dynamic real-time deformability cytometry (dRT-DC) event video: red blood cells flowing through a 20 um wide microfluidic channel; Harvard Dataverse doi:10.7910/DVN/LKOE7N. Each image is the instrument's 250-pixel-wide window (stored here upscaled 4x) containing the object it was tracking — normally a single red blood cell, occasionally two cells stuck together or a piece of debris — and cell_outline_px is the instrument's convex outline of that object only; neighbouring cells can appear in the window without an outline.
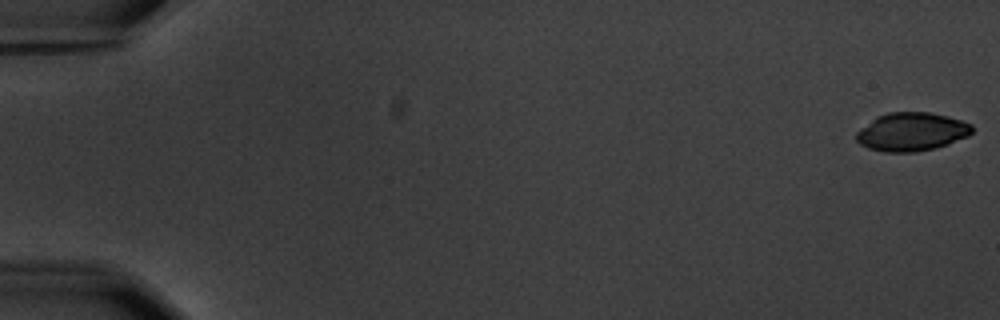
{"species": "common noctule bat (a hibernating species)", "species_latin": "Nyctalus noctula", "temperature_condition": "warm", "stored_images_in_passage": 6, "camera_frame_rate_fps": 3000, "um_per_image_px": 0.085, "animal": {"sex": "male", "body_mass_g": 20.1, "forearm_length_mm": 53.5}, "frame": {"image": 1, "passage_image": 1, "time_ms": 0.0, "image_size_px": [1000, 320], "cell_outline_px": [[972, 132], [968, 136], [948, 144], [936, 148], [916, 152], [884, 152], [868, 148], [860, 144], [856, 140], [856, 132], [860, 128], [876, 116], [888, 112], [928, 112], [948, 116], [972, 124]], "centroid_in_image_um": [77.47, 11.2], "position_along_channel_um": 7.5, "area_um2": 26.07}}
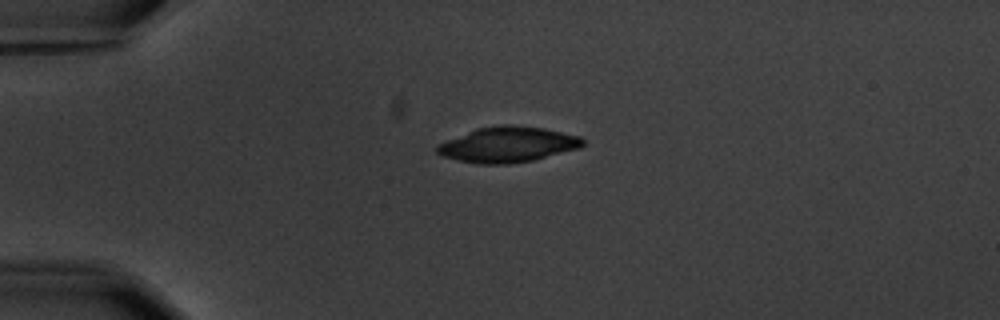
{"frame": {"image": 2, "passage_image": 5, "time_ms": 4.667, "image_size_px": [1000, 320], "cell_outline_px": [[584, 144], [580, 148], [532, 160], [512, 164], [476, 164], [440, 156], [436, 152], [436, 144], [476, 128], [500, 124], [512, 124], [544, 128], [580, 136], [584, 140]], "centroid_in_image_um": [43.13, 12.28], "position_along_channel_um": 41.9, "area_um2": 30.4}}